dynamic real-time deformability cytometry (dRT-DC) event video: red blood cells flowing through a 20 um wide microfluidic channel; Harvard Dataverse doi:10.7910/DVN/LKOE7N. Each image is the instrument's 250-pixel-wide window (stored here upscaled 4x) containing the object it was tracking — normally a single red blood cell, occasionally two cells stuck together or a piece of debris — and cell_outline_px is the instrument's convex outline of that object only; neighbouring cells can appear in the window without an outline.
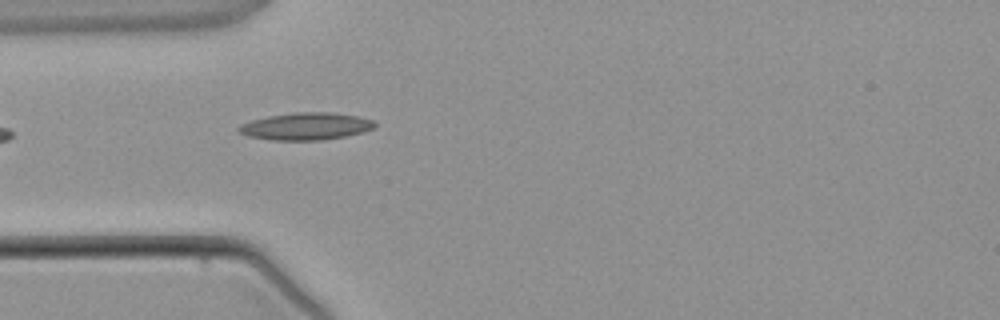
{"species": "common noctule bat (a hibernating species)", "species_latin": "Nyctalus noctula", "temperature_condition": "warm", "stored_images_in_passage": 5, "segment_of_instrument_passage": [1, 2], "camera_frame_rate_fps": 3000, "um_per_image_px": 0.085, "animal": {"sex": "male", "body_mass_g": 21.5, "forearm_length_mm": 52.0}, "frame": {"image": 1, "passage_image": 4, "time_ms": 3.667, "image_size_px": [1000, 320], "cell_outline_px": [[376, 124], [372, 128], [360, 132], [344, 136], [324, 140], [272, 140], [248, 136], [240, 132], [236, 128], [240, 124], [252, 120], [268, 116], [296, 112], [332, 112], [360, 116], [372, 120]], "centroid_in_image_um": [25.98, 10.73], "position_along_channel_um": 59.0, "area_um2": 21.5}}